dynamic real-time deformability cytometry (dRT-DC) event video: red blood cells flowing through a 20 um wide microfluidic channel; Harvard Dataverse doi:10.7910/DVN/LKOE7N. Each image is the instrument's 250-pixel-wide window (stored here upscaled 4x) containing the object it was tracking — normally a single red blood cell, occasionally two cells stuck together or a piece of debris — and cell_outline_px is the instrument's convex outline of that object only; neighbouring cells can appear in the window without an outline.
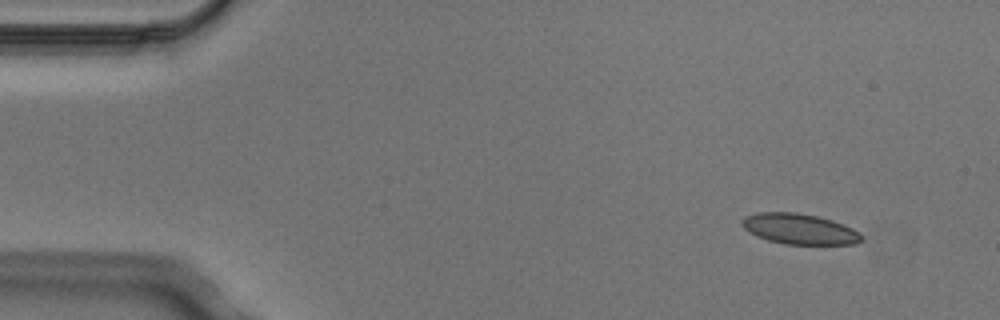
{"species": "Egyptian fruit bat (a non-hibernating species)", "species_latin": "Rousettus aegyptiacus", "temperature_condition": "cold", "stored_images_in_passage": 5, "camera_frame_rate_fps": 3000, "um_per_image_px": 0.085, "animal": {"sex": "male"}, "frame": {"image": 1, "passage_image": 1, "time_ms": 0.0, "image_size_px": [1000, 320], "cell_outline_px": [[864, 240], [856, 244], [784, 244], [768, 240], [756, 236], [748, 232], [740, 224], [740, 220], [744, 216], [756, 212], [796, 212], [816, 216], [832, 220], [844, 224], [860, 232], [864, 236]], "centroid_in_image_um": [67.94, 19.46], "position_along_channel_um": 17.1, "area_um2": 21.62}}
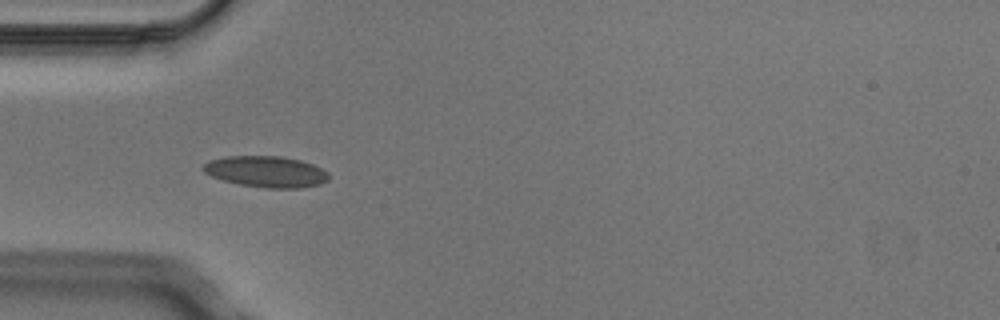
{"frame": {"image": 2, "passage_image": 4, "time_ms": 1.0, "image_size_px": [1000, 320], "cell_outline_px": [[328, 180], [320, 184], [300, 188], [264, 188], [240, 184], [224, 180], [212, 176], [204, 172], [200, 168], [208, 160], [228, 156], [280, 156], [300, 160], [312, 164], [328, 172]], "centroid_in_image_um": [22.6, 14.59], "position_along_channel_um": 62.4, "area_um2": 22.77}}
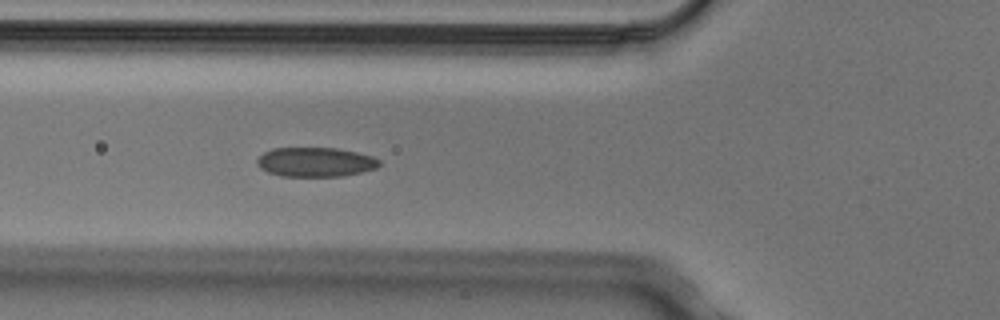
{"frame": {"image": 3, "passage_image": 5, "time_ms": 1.333, "image_size_px": [1000, 320], "cell_outline_px": [[380, 164], [376, 168], [360, 172], [340, 176], [284, 176], [268, 172], [260, 168], [256, 164], [256, 160], [264, 152], [272, 148], [336, 148], [356, 152], [372, 156], [380, 160]], "centroid_in_image_um": [26.79, 13.77], "position_along_channel_um": 99.0, "area_um2": 20.81}}